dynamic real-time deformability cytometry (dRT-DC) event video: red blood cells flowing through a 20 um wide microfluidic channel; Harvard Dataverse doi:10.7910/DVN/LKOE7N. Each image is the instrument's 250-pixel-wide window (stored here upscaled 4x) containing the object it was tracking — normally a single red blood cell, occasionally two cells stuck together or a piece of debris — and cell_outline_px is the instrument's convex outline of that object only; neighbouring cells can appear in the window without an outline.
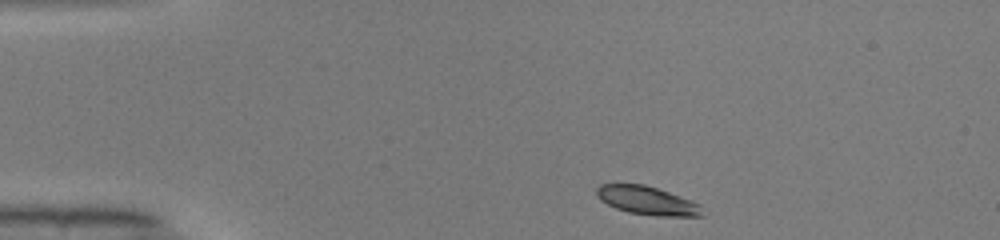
{"species": "common noctule bat (a hibernating species)", "species_latin": "Nyctalus noctula", "temperature_condition": "warm", "stored_images_in_passage": 42, "camera_frame_rate_fps": 3000, "um_per_image_px": 0.085, "animal": {"sex": "male", "body_mass_g": 19.0, "forearm_length_mm": 50.8}, "frame": {"image": 1, "passage_image": 1, "time_ms": 0.0, "image_size_px": [1000, 240], "cell_outline_px": [[704, 216], [656, 216], [628, 212], [616, 208], [600, 200], [596, 196], [596, 188], [600, 184], [644, 184], [692, 200], [700, 204]], "centroid_in_image_um": [55.01, 17.05], "position_along_channel_um": 30.0, "area_um2": 17.51}}
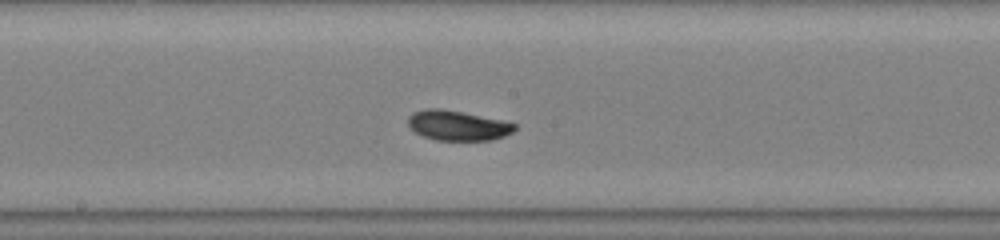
{"frame": {"image": 2, "passage_image": 19, "time_ms": 6.0, "image_size_px": [1000, 240], "cell_outline_px": [[516, 128], [512, 132], [504, 136], [492, 140], [436, 140], [424, 136], [416, 132], [408, 124], [408, 116], [412, 112], [424, 108], [440, 108], [500, 120], [516, 124]], "centroid_in_image_um": [38.87, 10.66], "position_along_channel_um": 209.3, "area_um2": 18.38}}
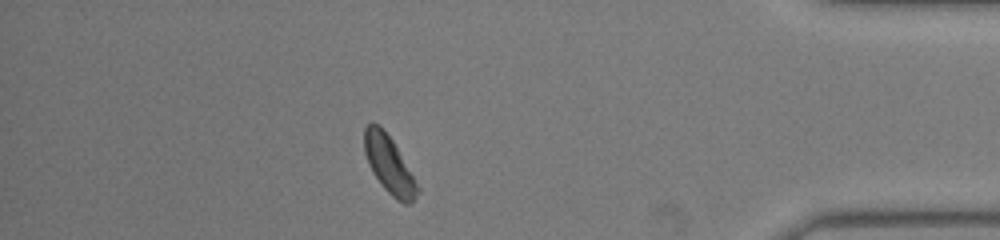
{"frame": {"image": 3, "passage_image": 36, "time_ms": 11.667, "image_size_px": [1000, 240], "cell_outline_px": [[420, 192], [408, 204], [404, 204], [396, 200], [384, 188], [372, 172], [368, 164], [364, 152], [364, 128], [372, 120], [392, 140], [420, 188]], "centroid_in_image_um": [33.06, 14.02], "position_along_channel_um": 402.1, "area_um2": 17.46}, "authors_computed_cell_mechanics": {"area_um2": 18.2937, "velocity_mm_per_s": 4.0347, "shape_relaxation_time_tau1_ms": 2.9085, "shape_relaxation_time_tau2_ms": 3.6742, "deformation_change_tau1": 0.1232, "deformation_change_tau2": 0.0601}}